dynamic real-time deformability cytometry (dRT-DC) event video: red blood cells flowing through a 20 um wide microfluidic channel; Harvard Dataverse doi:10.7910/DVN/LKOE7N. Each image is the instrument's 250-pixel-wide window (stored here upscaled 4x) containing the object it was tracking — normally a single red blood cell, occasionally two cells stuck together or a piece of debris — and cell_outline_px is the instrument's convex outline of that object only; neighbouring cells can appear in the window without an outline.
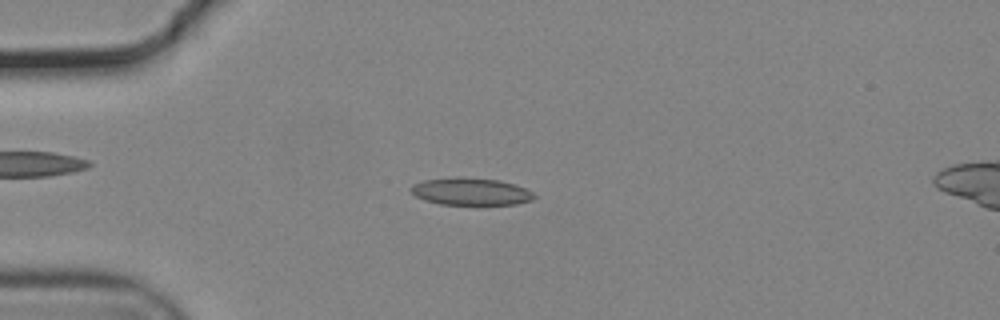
{"species": "common noctule bat (a hibernating species)", "species_latin": "Nyctalus noctula", "temperature_condition": "cold", "stored_images_in_passage": 55, "camera_frame_rate_fps": 3000, "um_per_image_px": 0.085, "animal": {"sex": "male", "body_mass_g": 19.2, "forearm_length_mm": 51.8}, "frame": {"image": 1, "passage_image": 14, "time_ms": 4.333, "image_size_px": [1000, 320], "cell_outline_px": [[536, 196], [532, 200], [516, 204], [440, 204], [424, 200], [416, 196], [408, 188], [412, 184], [424, 180], [456, 176], [500, 180], [516, 184], [532, 192]], "centroid_in_image_um": [39.99, 16.26], "position_along_channel_um": 45.0, "area_um2": 19.71}}
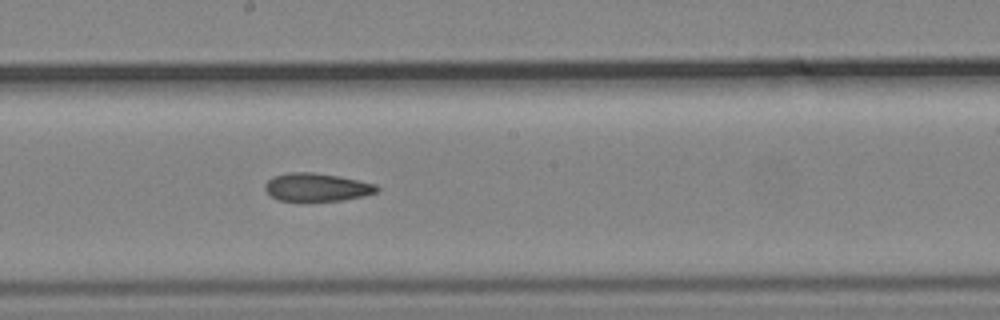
{"frame": {"image": 2, "passage_image": 30, "time_ms": 9.667, "image_size_px": [1000, 320], "cell_outline_px": [[380, 188], [376, 192], [364, 196], [340, 200], [280, 200], [272, 196], [264, 188], [264, 184], [268, 180], [276, 176], [288, 172], [312, 172], [340, 176], [376, 184]], "centroid_in_image_um": [26.95, 15.9], "position_along_channel_um": 221.2, "area_um2": 18.03}}
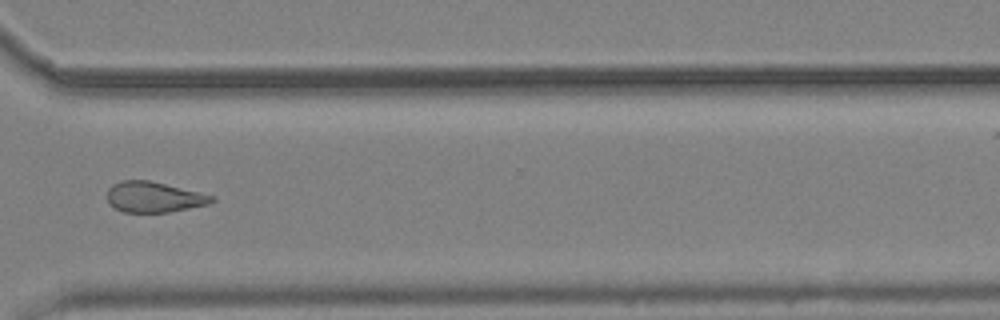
{"frame": {"image": 3, "passage_image": 41, "time_ms": 13.333, "image_size_px": [1000, 320], "cell_outline_px": [[216, 200], [208, 204], [168, 212], [124, 212], [116, 208], [108, 200], [108, 188], [112, 184], [120, 180], [148, 180], [200, 192], [216, 196]], "centroid_in_image_um": [13.1, 16.74], "position_along_channel_um": 357.5, "area_um2": 18.5}, "authors_computed_cell_mechanics": {"area_um2": 19.074, "velocity_mm_per_s": 3.7248, "shape_relaxation_time_tau1_ms": null, "shape_relaxation_time_tau2_ms": 7.6648, "deformation_change_tau1": null, "deformation_change_tau2": 0.1678}}